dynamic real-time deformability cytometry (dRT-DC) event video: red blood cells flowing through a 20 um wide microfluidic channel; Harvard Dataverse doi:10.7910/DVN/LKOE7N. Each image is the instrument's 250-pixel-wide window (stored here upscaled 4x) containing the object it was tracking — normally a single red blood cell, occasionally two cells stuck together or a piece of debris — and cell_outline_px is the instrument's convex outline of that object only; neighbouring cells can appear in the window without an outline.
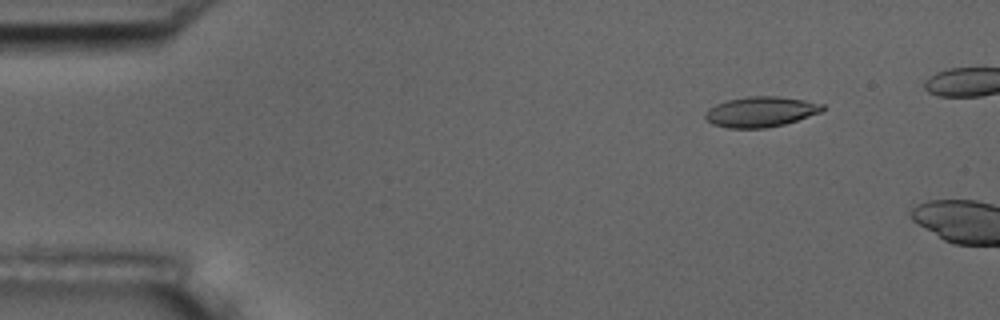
{"species": "common noctule bat (a hibernating species)", "species_latin": "Nyctalus noctula", "temperature_condition": "room temperature", "stored_images_in_passage": 3, "camera_frame_rate_fps": 3000, "um_per_image_px": 0.085, "animal": {"sex": "male", "body_mass_g": 17.5, "forearm_length_mm": 52.3}, "frame": {"image": 1, "passage_image": 2, "time_ms": 1.0, "image_size_px": [1000, 320], "cell_outline_px": [[824, 108], [820, 112], [784, 124], [764, 128], [728, 128], [712, 124], [704, 116], [704, 112], [708, 108], [716, 104], [728, 100], [748, 96], [776, 96], [804, 100], [824, 104]], "centroid_in_image_um": [64.62, 9.5], "position_along_channel_um": 20.4, "area_um2": 20.58}}